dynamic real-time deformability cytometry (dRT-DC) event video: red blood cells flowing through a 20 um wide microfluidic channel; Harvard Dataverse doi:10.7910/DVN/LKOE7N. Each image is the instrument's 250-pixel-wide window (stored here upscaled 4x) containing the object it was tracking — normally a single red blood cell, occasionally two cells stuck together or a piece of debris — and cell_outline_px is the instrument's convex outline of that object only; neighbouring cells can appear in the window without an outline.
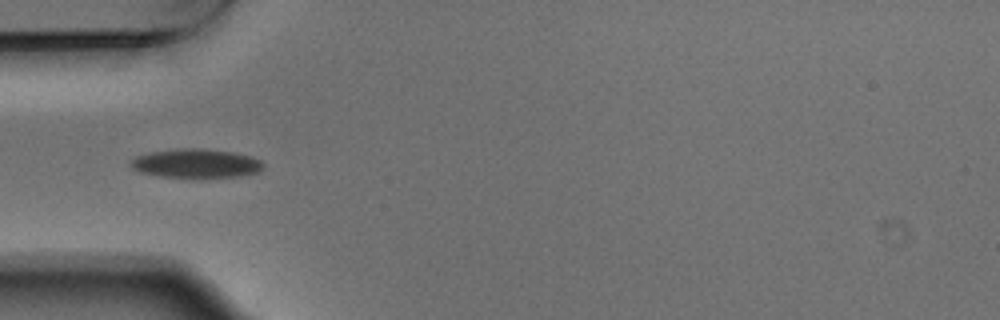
{"species": "Egyptian fruit bat (a non-hibernating species)", "species_latin": "Rousettus aegyptiacus", "temperature_condition": "warm", "stored_images_in_passage": 4, "camera_frame_rate_fps": 3000, "um_per_image_px": 0.085, "animal": {"sex": "male"}, "frame": {"image": 1, "passage_image": 4, "time_ms": 1.0, "image_size_px": [1000, 320], "cell_outline_px": [[264, 164], [256, 172], [236, 176], [200, 180], [196, 180], [156, 176], [140, 172], [132, 168], [128, 164], [136, 156], [152, 152], [176, 148], [200, 148], [232, 152], [248, 156], [260, 160]], "centroid_in_image_um": [16.59, 13.93], "position_along_channel_um": 68.4, "area_um2": 22.95}}